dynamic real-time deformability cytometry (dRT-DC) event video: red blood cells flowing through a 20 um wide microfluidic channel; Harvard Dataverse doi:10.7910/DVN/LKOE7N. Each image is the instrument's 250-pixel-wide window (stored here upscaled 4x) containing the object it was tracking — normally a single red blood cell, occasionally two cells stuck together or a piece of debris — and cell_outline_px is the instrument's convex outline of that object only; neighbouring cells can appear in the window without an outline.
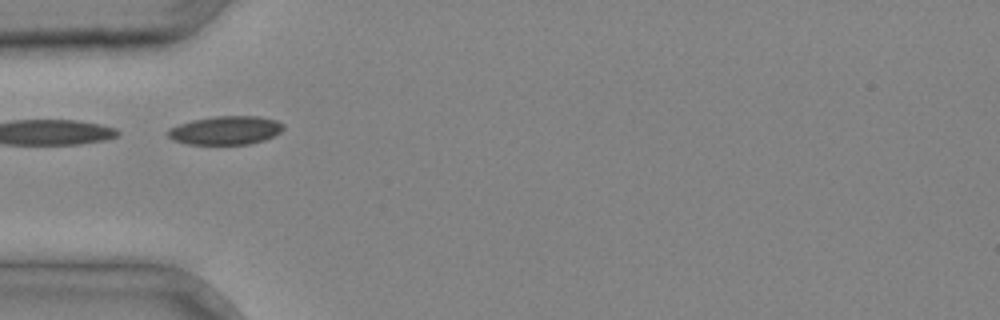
{"species": "common noctule bat (a hibernating species)", "species_latin": "Nyctalus noctula", "temperature_condition": "cold", "stored_images_in_passage": 4, "camera_frame_rate_fps": 3000, "um_per_image_px": 0.085, "animal": {"sex": "male", "body_mass_g": 20.4}, "frame": {"image": 1, "passage_image": 4, "time_ms": 1.0, "image_size_px": [1000, 320], "cell_outline_px": [[284, 128], [280, 132], [264, 140], [248, 144], [184, 144], [172, 140], [168, 136], [168, 128], [192, 120], [216, 116], [256, 116], [276, 120], [284, 124]], "centroid_in_image_um": [19.16, 11.08], "position_along_channel_um": 65.8, "area_um2": 19.19}}